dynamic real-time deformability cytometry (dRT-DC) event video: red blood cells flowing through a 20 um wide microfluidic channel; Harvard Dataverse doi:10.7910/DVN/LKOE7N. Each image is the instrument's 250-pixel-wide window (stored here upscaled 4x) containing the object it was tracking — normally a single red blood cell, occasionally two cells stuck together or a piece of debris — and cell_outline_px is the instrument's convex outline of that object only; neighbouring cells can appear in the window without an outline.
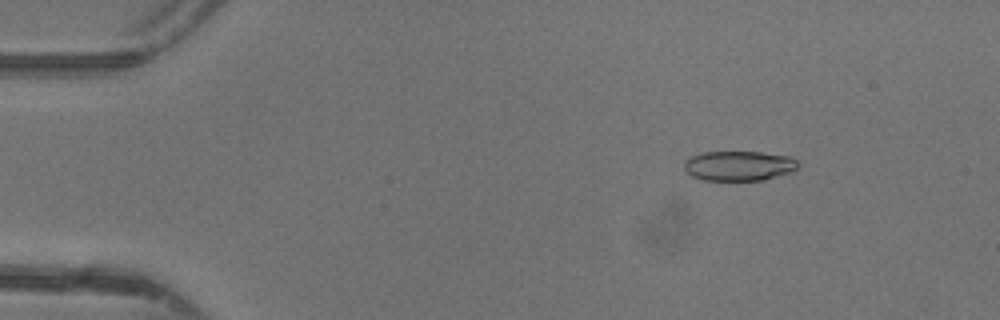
{"species": "common noctule bat (a hibernating species)", "species_latin": "Nyctalus noctula", "temperature_condition": "warm", "stored_images_in_passage": 47, "camera_frame_rate_fps": 3000, "um_per_image_px": 0.085, "animal": {"sex": "female"}, "frame": {"image": 1, "passage_image": 6, "time_ms": 1.667, "image_size_px": [1000, 320], "cell_outline_px": [[800, 164], [796, 168], [788, 172], [764, 180], [704, 180], [692, 176], [684, 168], [684, 160], [688, 156], [704, 152], [760, 152], [788, 156], [796, 160]], "centroid_in_image_um": [62.76, 14.08], "position_along_channel_um": 22.2, "area_um2": 19.71}}
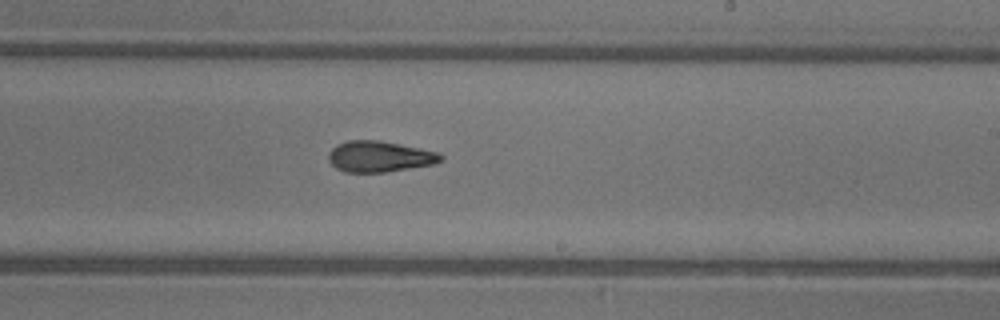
{"frame": {"image": 2, "passage_image": 28, "time_ms": 9.0, "image_size_px": [1000, 320], "cell_outline_px": [[444, 160], [432, 164], [384, 172], [344, 172], [336, 168], [328, 160], [328, 152], [336, 144], [348, 140], [380, 140], [440, 152], [444, 156]], "centroid_in_image_um": [32.25, 13.29], "position_along_channel_um": 256.8, "area_um2": 20.35}}
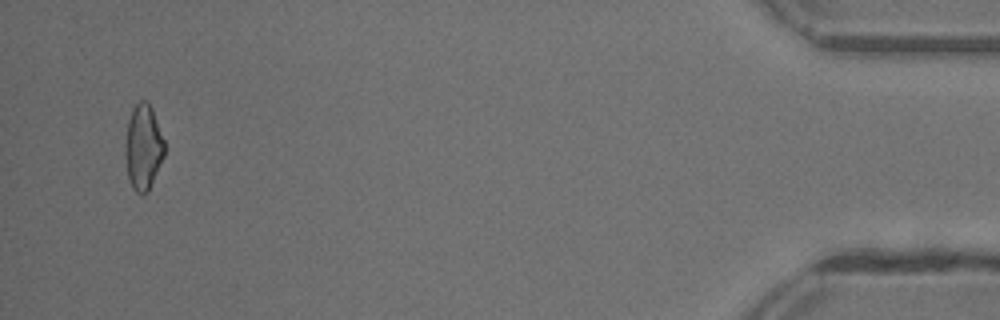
{"frame": {"image": 3, "passage_image": 45, "time_ms": 14.667, "image_size_px": [1000, 320], "cell_outline_px": [[164, 156], [148, 192], [140, 196], [132, 188], [128, 176], [124, 152], [124, 144], [128, 120], [132, 108], [140, 100], [148, 100], [152, 108], [164, 140]], "centroid_in_image_um": [12.16, 12.51], "position_along_channel_um": 423.0, "area_um2": 19.77}, "authors_computed_cell_mechanics": {"area_um2": 20.0566, "velocity_mm_per_s": 4.4159, "shape_relaxation_time_tau1_ms": 5.547, "shape_relaxation_time_tau2_ms": 2.5805, "deformation_change_tau1": 0.1816, "deformation_change_tau2": 0.1105}}